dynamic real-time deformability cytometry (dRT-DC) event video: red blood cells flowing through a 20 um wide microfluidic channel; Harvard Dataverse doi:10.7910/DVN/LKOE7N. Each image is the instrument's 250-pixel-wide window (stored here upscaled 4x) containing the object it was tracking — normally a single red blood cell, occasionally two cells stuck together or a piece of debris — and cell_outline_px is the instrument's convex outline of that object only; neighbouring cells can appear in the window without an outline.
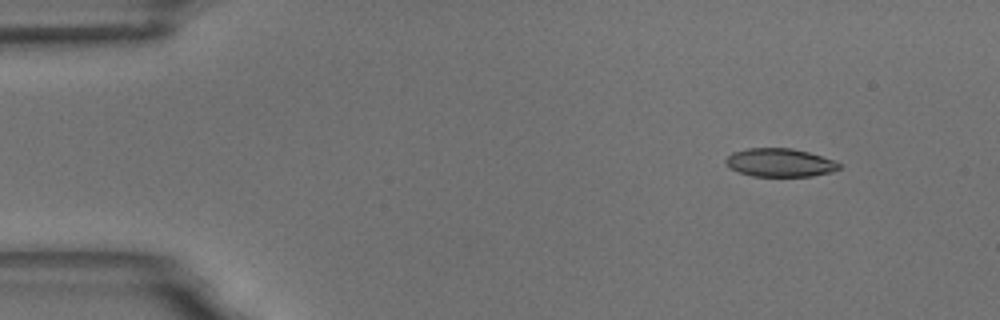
{"species": "common noctule bat (a hibernating species)", "species_latin": "Nyctalus noctula", "temperature_condition": "room temperature", "stored_images_in_passage": 4, "camera_frame_rate_fps": 3000, "um_per_image_px": 0.085, "animal": {"sex": "male", "body_mass_g": 18.8}, "frame": {"image": 1, "passage_image": 1, "time_ms": 0.0, "image_size_px": [1000, 320], "cell_outline_px": [[840, 168], [832, 172], [812, 176], [752, 176], [728, 168], [724, 164], [724, 160], [732, 152], [748, 148], [792, 148], [808, 152], [832, 160], [840, 164]], "centroid_in_image_um": [66.23, 13.82], "position_along_channel_um": 18.8, "area_um2": 18.73}}
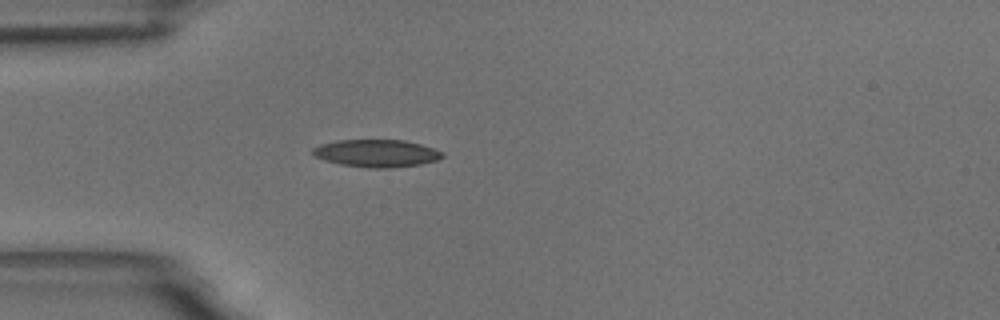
{"frame": {"image": 2, "passage_image": 4, "time_ms": 3.333, "image_size_px": [1000, 320], "cell_outline_px": [[444, 156], [436, 160], [420, 164], [388, 168], [368, 168], [340, 164], [324, 160], [316, 156], [312, 152], [312, 148], [320, 144], [336, 140], [404, 140], [420, 144], [444, 152]], "centroid_in_image_um": [31.99, 13.02], "position_along_channel_um": 53.0, "area_um2": 20.69}}